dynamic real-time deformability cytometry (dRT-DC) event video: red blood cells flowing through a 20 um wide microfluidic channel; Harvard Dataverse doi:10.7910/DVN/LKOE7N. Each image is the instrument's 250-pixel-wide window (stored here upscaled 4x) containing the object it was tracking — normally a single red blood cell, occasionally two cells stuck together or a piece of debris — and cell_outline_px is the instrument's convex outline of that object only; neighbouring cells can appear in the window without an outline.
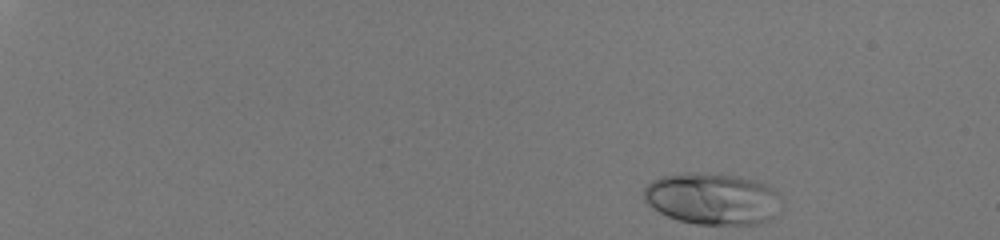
{"species": "human", "species_latin": "Homo sapiens", "temperature_condition": "room temperature", "stored_images_in_passage": 44, "camera_frame_rate_fps": 3000, "um_per_image_px": 0.085, "donor": {"sex": "male"}, "frame": {"image": 1, "passage_image": 1, "time_ms": 0.0, "image_size_px": [1000, 240], "cell_outline_px": [[776, 192], [772, 216], [768, 220], [760, 224], [696, 224], [680, 220], [668, 216], [652, 208], [644, 200], [644, 188], [652, 180], [660, 176], [684, 172], [692, 172], [740, 176], [756, 180], [764, 184]], "centroid_in_image_um": [60.43, 16.87], "position_along_channel_um": 24.6, "area_um2": 40.69}}
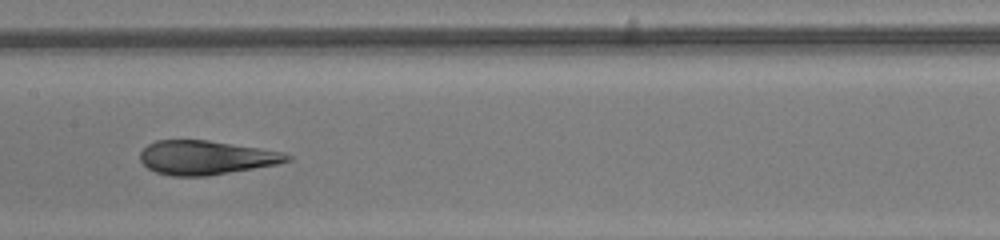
{"frame": {"image": 2, "passage_image": 26, "time_ms": 8.333, "image_size_px": [1000, 240], "cell_outline_px": [[292, 160], [276, 164], [204, 176], [172, 176], [156, 172], [148, 168], [140, 160], [140, 152], [148, 144], [156, 140], [208, 140], [260, 148], [284, 152], [292, 156]], "centroid_in_image_um": [17.5, 13.38], "position_along_channel_um": 189.9, "area_um2": 28.9}}
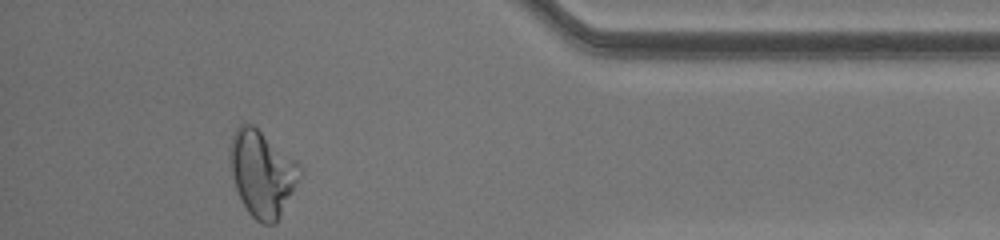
{"frame": {"image": 3, "passage_image": 44, "time_ms": 14.333, "image_size_px": [1000, 240], "cell_outline_px": [[300, 172], [280, 216], [276, 224], [264, 224], [256, 220], [248, 212], [236, 188], [232, 176], [228, 152], [228, 148], [232, 136], [236, 128], [240, 124], [252, 124], [296, 160], [300, 168]], "centroid_in_image_um": [22.22, 14.71], "position_along_channel_um": 413.0, "area_um2": 34.28}, "authors_computed_cell_mechanics": {"area_um2": 32.3391, "velocity_mm_per_s": 4.0981, "shape_relaxation_time_tau1_ms": 9.4485, "shape_relaxation_time_tau2_ms": 0.9423, "deformation_change_tau1": 0.2893, "deformation_change_tau2": 0.0783}}